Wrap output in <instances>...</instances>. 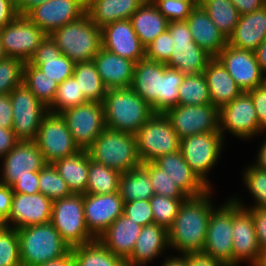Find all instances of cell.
Segmentation results:
<instances>
[{"label": "cell", "mask_w": 266, "mask_h": 266, "mask_svg": "<svg viewBox=\"0 0 266 266\" xmlns=\"http://www.w3.org/2000/svg\"><path fill=\"white\" fill-rule=\"evenodd\" d=\"M13 108L9 94L0 95V127L12 128Z\"/></svg>", "instance_id": "cell-59"}, {"label": "cell", "mask_w": 266, "mask_h": 266, "mask_svg": "<svg viewBox=\"0 0 266 266\" xmlns=\"http://www.w3.org/2000/svg\"><path fill=\"white\" fill-rule=\"evenodd\" d=\"M19 141L11 128L0 127V159L14 148Z\"/></svg>", "instance_id": "cell-60"}, {"label": "cell", "mask_w": 266, "mask_h": 266, "mask_svg": "<svg viewBox=\"0 0 266 266\" xmlns=\"http://www.w3.org/2000/svg\"><path fill=\"white\" fill-rule=\"evenodd\" d=\"M11 187L14 193H39L38 171H33L32 176L18 178Z\"/></svg>", "instance_id": "cell-56"}, {"label": "cell", "mask_w": 266, "mask_h": 266, "mask_svg": "<svg viewBox=\"0 0 266 266\" xmlns=\"http://www.w3.org/2000/svg\"><path fill=\"white\" fill-rule=\"evenodd\" d=\"M84 217L88 231L98 239L123 214L124 202L118 192L83 194Z\"/></svg>", "instance_id": "cell-20"}, {"label": "cell", "mask_w": 266, "mask_h": 266, "mask_svg": "<svg viewBox=\"0 0 266 266\" xmlns=\"http://www.w3.org/2000/svg\"><path fill=\"white\" fill-rule=\"evenodd\" d=\"M254 103L259 127L266 132V82L248 92Z\"/></svg>", "instance_id": "cell-54"}, {"label": "cell", "mask_w": 266, "mask_h": 266, "mask_svg": "<svg viewBox=\"0 0 266 266\" xmlns=\"http://www.w3.org/2000/svg\"><path fill=\"white\" fill-rule=\"evenodd\" d=\"M166 64L147 58L135 64L131 88L154 110L163 113V72Z\"/></svg>", "instance_id": "cell-24"}, {"label": "cell", "mask_w": 266, "mask_h": 266, "mask_svg": "<svg viewBox=\"0 0 266 266\" xmlns=\"http://www.w3.org/2000/svg\"><path fill=\"white\" fill-rule=\"evenodd\" d=\"M46 1L48 0H15L17 10L21 15H26L32 8Z\"/></svg>", "instance_id": "cell-63"}, {"label": "cell", "mask_w": 266, "mask_h": 266, "mask_svg": "<svg viewBox=\"0 0 266 266\" xmlns=\"http://www.w3.org/2000/svg\"><path fill=\"white\" fill-rule=\"evenodd\" d=\"M50 35L62 54L74 63L93 60L102 47L101 28L87 14Z\"/></svg>", "instance_id": "cell-5"}, {"label": "cell", "mask_w": 266, "mask_h": 266, "mask_svg": "<svg viewBox=\"0 0 266 266\" xmlns=\"http://www.w3.org/2000/svg\"><path fill=\"white\" fill-rule=\"evenodd\" d=\"M86 14V0H48L26 16L47 35Z\"/></svg>", "instance_id": "cell-19"}, {"label": "cell", "mask_w": 266, "mask_h": 266, "mask_svg": "<svg viewBox=\"0 0 266 266\" xmlns=\"http://www.w3.org/2000/svg\"><path fill=\"white\" fill-rule=\"evenodd\" d=\"M13 194L11 186L0 183V225H3L10 215Z\"/></svg>", "instance_id": "cell-57"}, {"label": "cell", "mask_w": 266, "mask_h": 266, "mask_svg": "<svg viewBox=\"0 0 266 266\" xmlns=\"http://www.w3.org/2000/svg\"><path fill=\"white\" fill-rule=\"evenodd\" d=\"M223 144L219 131L199 133L180 140V151L186 163L210 188L207 174L218 162Z\"/></svg>", "instance_id": "cell-10"}, {"label": "cell", "mask_w": 266, "mask_h": 266, "mask_svg": "<svg viewBox=\"0 0 266 266\" xmlns=\"http://www.w3.org/2000/svg\"><path fill=\"white\" fill-rule=\"evenodd\" d=\"M243 175L244 184L255 200L251 208H266V171L252 164L245 169Z\"/></svg>", "instance_id": "cell-49"}, {"label": "cell", "mask_w": 266, "mask_h": 266, "mask_svg": "<svg viewBox=\"0 0 266 266\" xmlns=\"http://www.w3.org/2000/svg\"><path fill=\"white\" fill-rule=\"evenodd\" d=\"M34 141L46 163L53 164L58 159L80 151L61 114L48 112L41 122Z\"/></svg>", "instance_id": "cell-13"}, {"label": "cell", "mask_w": 266, "mask_h": 266, "mask_svg": "<svg viewBox=\"0 0 266 266\" xmlns=\"http://www.w3.org/2000/svg\"><path fill=\"white\" fill-rule=\"evenodd\" d=\"M186 198H170L154 194L150 199L154 223L165 227L167 230L172 226L182 202Z\"/></svg>", "instance_id": "cell-45"}, {"label": "cell", "mask_w": 266, "mask_h": 266, "mask_svg": "<svg viewBox=\"0 0 266 266\" xmlns=\"http://www.w3.org/2000/svg\"><path fill=\"white\" fill-rule=\"evenodd\" d=\"M266 39V5L251 13L240 15L234 32L227 39L230 46L255 51Z\"/></svg>", "instance_id": "cell-31"}, {"label": "cell", "mask_w": 266, "mask_h": 266, "mask_svg": "<svg viewBox=\"0 0 266 266\" xmlns=\"http://www.w3.org/2000/svg\"><path fill=\"white\" fill-rule=\"evenodd\" d=\"M212 104L208 85L203 73L184 75L179 86L177 105H205Z\"/></svg>", "instance_id": "cell-42"}, {"label": "cell", "mask_w": 266, "mask_h": 266, "mask_svg": "<svg viewBox=\"0 0 266 266\" xmlns=\"http://www.w3.org/2000/svg\"><path fill=\"white\" fill-rule=\"evenodd\" d=\"M212 188L202 195L187 197L181 204L172 226L168 229L169 247L181 252L202 253L210 215L214 204Z\"/></svg>", "instance_id": "cell-1"}, {"label": "cell", "mask_w": 266, "mask_h": 266, "mask_svg": "<svg viewBox=\"0 0 266 266\" xmlns=\"http://www.w3.org/2000/svg\"><path fill=\"white\" fill-rule=\"evenodd\" d=\"M21 266H36L65 256L71 247L51 222L17 229Z\"/></svg>", "instance_id": "cell-3"}, {"label": "cell", "mask_w": 266, "mask_h": 266, "mask_svg": "<svg viewBox=\"0 0 266 266\" xmlns=\"http://www.w3.org/2000/svg\"><path fill=\"white\" fill-rule=\"evenodd\" d=\"M25 62L18 58L5 57L0 60V95L9 94L23 83Z\"/></svg>", "instance_id": "cell-47"}, {"label": "cell", "mask_w": 266, "mask_h": 266, "mask_svg": "<svg viewBox=\"0 0 266 266\" xmlns=\"http://www.w3.org/2000/svg\"><path fill=\"white\" fill-rule=\"evenodd\" d=\"M135 136L142 163L180 150V139L164 113H154Z\"/></svg>", "instance_id": "cell-6"}, {"label": "cell", "mask_w": 266, "mask_h": 266, "mask_svg": "<svg viewBox=\"0 0 266 266\" xmlns=\"http://www.w3.org/2000/svg\"><path fill=\"white\" fill-rule=\"evenodd\" d=\"M164 114L180 140L199 133L219 131V109L212 104L176 105Z\"/></svg>", "instance_id": "cell-17"}, {"label": "cell", "mask_w": 266, "mask_h": 266, "mask_svg": "<svg viewBox=\"0 0 266 266\" xmlns=\"http://www.w3.org/2000/svg\"><path fill=\"white\" fill-rule=\"evenodd\" d=\"M121 173L90 159L86 194H111L119 191Z\"/></svg>", "instance_id": "cell-40"}, {"label": "cell", "mask_w": 266, "mask_h": 266, "mask_svg": "<svg viewBox=\"0 0 266 266\" xmlns=\"http://www.w3.org/2000/svg\"><path fill=\"white\" fill-rule=\"evenodd\" d=\"M73 77L89 102H103L107 88L104 86L93 60L75 63Z\"/></svg>", "instance_id": "cell-39"}, {"label": "cell", "mask_w": 266, "mask_h": 266, "mask_svg": "<svg viewBox=\"0 0 266 266\" xmlns=\"http://www.w3.org/2000/svg\"><path fill=\"white\" fill-rule=\"evenodd\" d=\"M13 108L12 130L20 141H34L48 107L40 102L29 88L22 83L10 93Z\"/></svg>", "instance_id": "cell-9"}, {"label": "cell", "mask_w": 266, "mask_h": 266, "mask_svg": "<svg viewBox=\"0 0 266 266\" xmlns=\"http://www.w3.org/2000/svg\"><path fill=\"white\" fill-rule=\"evenodd\" d=\"M123 214L141 227L154 223L149 199L124 202Z\"/></svg>", "instance_id": "cell-53"}, {"label": "cell", "mask_w": 266, "mask_h": 266, "mask_svg": "<svg viewBox=\"0 0 266 266\" xmlns=\"http://www.w3.org/2000/svg\"><path fill=\"white\" fill-rule=\"evenodd\" d=\"M141 226L122 214L98 240L114 255L127 260L135 247L140 235Z\"/></svg>", "instance_id": "cell-30"}, {"label": "cell", "mask_w": 266, "mask_h": 266, "mask_svg": "<svg viewBox=\"0 0 266 266\" xmlns=\"http://www.w3.org/2000/svg\"><path fill=\"white\" fill-rule=\"evenodd\" d=\"M169 248L168 230L156 223L141 228L131 256L126 260L127 266H145L161 256Z\"/></svg>", "instance_id": "cell-29"}, {"label": "cell", "mask_w": 266, "mask_h": 266, "mask_svg": "<svg viewBox=\"0 0 266 266\" xmlns=\"http://www.w3.org/2000/svg\"><path fill=\"white\" fill-rule=\"evenodd\" d=\"M252 218L262 256L266 255V208H252Z\"/></svg>", "instance_id": "cell-55"}, {"label": "cell", "mask_w": 266, "mask_h": 266, "mask_svg": "<svg viewBox=\"0 0 266 266\" xmlns=\"http://www.w3.org/2000/svg\"><path fill=\"white\" fill-rule=\"evenodd\" d=\"M90 159L106 167L125 173L142 164L136 136L106 128L87 149Z\"/></svg>", "instance_id": "cell-4"}, {"label": "cell", "mask_w": 266, "mask_h": 266, "mask_svg": "<svg viewBox=\"0 0 266 266\" xmlns=\"http://www.w3.org/2000/svg\"><path fill=\"white\" fill-rule=\"evenodd\" d=\"M0 266H21L17 229L0 225Z\"/></svg>", "instance_id": "cell-46"}, {"label": "cell", "mask_w": 266, "mask_h": 266, "mask_svg": "<svg viewBox=\"0 0 266 266\" xmlns=\"http://www.w3.org/2000/svg\"><path fill=\"white\" fill-rule=\"evenodd\" d=\"M169 21H185L197 5L195 0H151Z\"/></svg>", "instance_id": "cell-50"}, {"label": "cell", "mask_w": 266, "mask_h": 266, "mask_svg": "<svg viewBox=\"0 0 266 266\" xmlns=\"http://www.w3.org/2000/svg\"><path fill=\"white\" fill-rule=\"evenodd\" d=\"M89 102L80 90L77 80L72 76L58 84L57 92L48 112L60 114L66 109Z\"/></svg>", "instance_id": "cell-43"}, {"label": "cell", "mask_w": 266, "mask_h": 266, "mask_svg": "<svg viewBox=\"0 0 266 266\" xmlns=\"http://www.w3.org/2000/svg\"><path fill=\"white\" fill-rule=\"evenodd\" d=\"M256 164H253L257 168L266 171V140L264 139L263 144L259 148L257 153Z\"/></svg>", "instance_id": "cell-66"}, {"label": "cell", "mask_w": 266, "mask_h": 266, "mask_svg": "<svg viewBox=\"0 0 266 266\" xmlns=\"http://www.w3.org/2000/svg\"><path fill=\"white\" fill-rule=\"evenodd\" d=\"M102 103L106 128L134 135L155 113L131 87L107 89Z\"/></svg>", "instance_id": "cell-2"}, {"label": "cell", "mask_w": 266, "mask_h": 266, "mask_svg": "<svg viewBox=\"0 0 266 266\" xmlns=\"http://www.w3.org/2000/svg\"><path fill=\"white\" fill-rule=\"evenodd\" d=\"M60 114L80 150H87L106 129L102 102H87Z\"/></svg>", "instance_id": "cell-11"}, {"label": "cell", "mask_w": 266, "mask_h": 266, "mask_svg": "<svg viewBox=\"0 0 266 266\" xmlns=\"http://www.w3.org/2000/svg\"><path fill=\"white\" fill-rule=\"evenodd\" d=\"M154 163L169 175L187 197L202 195L210 189L186 163L180 150L161 156Z\"/></svg>", "instance_id": "cell-26"}, {"label": "cell", "mask_w": 266, "mask_h": 266, "mask_svg": "<svg viewBox=\"0 0 266 266\" xmlns=\"http://www.w3.org/2000/svg\"><path fill=\"white\" fill-rule=\"evenodd\" d=\"M233 199V266L248 261L251 266H259L262 255L252 218V208H246L239 199Z\"/></svg>", "instance_id": "cell-16"}, {"label": "cell", "mask_w": 266, "mask_h": 266, "mask_svg": "<svg viewBox=\"0 0 266 266\" xmlns=\"http://www.w3.org/2000/svg\"><path fill=\"white\" fill-rule=\"evenodd\" d=\"M183 78L182 72L165 66L163 72V113L177 105L179 86Z\"/></svg>", "instance_id": "cell-51"}, {"label": "cell", "mask_w": 266, "mask_h": 266, "mask_svg": "<svg viewBox=\"0 0 266 266\" xmlns=\"http://www.w3.org/2000/svg\"><path fill=\"white\" fill-rule=\"evenodd\" d=\"M50 222L71 248L96 239L85 222L83 194H72L53 201Z\"/></svg>", "instance_id": "cell-7"}, {"label": "cell", "mask_w": 266, "mask_h": 266, "mask_svg": "<svg viewBox=\"0 0 266 266\" xmlns=\"http://www.w3.org/2000/svg\"><path fill=\"white\" fill-rule=\"evenodd\" d=\"M75 266H127L126 261L111 253L98 239L71 248Z\"/></svg>", "instance_id": "cell-37"}, {"label": "cell", "mask_w": 266, "mask_h": 266, "mask_svg": "<svg viewBox=\"0 0 266 266\" xmlns=\"http://www.w3.org/2000/svg\"><path fill=\"white\" fill-rule=\"evenodd\" d=\"M39 193L52 201L72 195L65 180L51 163L38 171Z\"/></svg>", "instance_id": "cell-44"}, {"label": "cell", "mask_w": 266, "mask_h": 266, "mask_svg": "<svg viewBox=\"0 0 266 266\" xmlns=\"http://www.w3.org/2000/svg\"><path fill=\"white\" fill-rule=\"evenodd\" d=\"M93 61L107 89L132 86L136 62L123 58L102 47L95 55Z\"/></svg>", "instance_id": "cell-27"}, {"label": "cell", "mask_w": 266, "mask_h": 266, "mask_svg": "<svg viewBox=\"0 0 266 266\" xmlns=\"http://www.w3.org/2000/svg\"><path fill=\"white\" fill-rule=\"evenodd\" d=\"M163 265L161 266H187V261H186V254L178 256H173V257H166L164 262L162 263Z\"/></svg>", "instance_id": "cell-67"}, {"label": "cell", "mask_w": 266, "mask_h": 266, "mask_svg": "<svg viewBox=\"0 0 266 266\" xmlns=\"http://www.w3.org/2000/svg\"><path fill=\"white\" fill-rule=\"evenodd\" d=\"M203 75L208 85L211 103L218 109L243 92L216 57L208 62Z\"/></svg>", "instance_id": "cell-32"}, {"label": "cell", "mask_w": 266, "mask_h": 266, "mask_svg": "<svg viewBox=\"0 0 266 266\" xmlns=\"http://www.w3.org/2000/svg\"><path fill=\"white\" fill-rule=\"evenodd\" d=\"M5 54H4V50H3V46H2V41H1V28H0V60L5 58Z\"/></svg>", "instance_id": "cell-68"}, {"label": "cell", "mask_w": 266, "mask_h": 266, "mask_svg": "<svg viewBox=\"0 0 266 266\" xmlns=\"http://www.w3.org/2000/svg\"><path fill=\"white\" fill-rule=\"evenodd\" d=\"M198 3L219 31L228 39L234 32L240 18L239 11L231 0H199Z\"/></svg>", "instance_id": "cell-38"}, {"label": "cell", "mask_w": 266, "mask_h": 266, "mask_svg": "<svg viewBox=\"0 0 266 266\" xmlns=\"http://www.w3.org/2000/svg\"><path fill=\"white\" fill-rule=\"evenodd\" d=\"M233 199L215 208L209 219L202 253L233 266Z\"/></svg>", "instance_id": "cell-12"}, {"label": "cell", "mask_w": 266, "mask_h": 266, "mask_svg": "<svg viewBox=\"0 0 266 266\" xmlns=\"http://www.w3.org/2000/svg\"><path fill=\"white\" fill-rule=\"evenodd\" d=\"M259 266H266V255H264L261 259V263Z\"/></svg>", "instance_id": "cell-69"}, {"label": "cell", "mask_w": 266, "mask_h": 266, "mask_svg": "<svg viewBox=\"0 0 266 266\" xmlns=\"http://www.w3.org/2000/svg\"><path fill=\"white\" fill-rule=\"evenodd\" d=\"M36 266H75V263L70 250L65 256L38 264Z\"/></svg>", "instance_id": "cell-64"}, {"label": "cell", "mask_w": 266, "mask_h": 266, "mask_svg": "<svg viewBox=\"0 0 266 266\" xmlns=\"http://www.w3.org/2000/svg\"><path fill=\"white\" fill-rule=\"evenodd\" d=\"M130 21L145 47L167 30L169 23L151 0H146L137 9L131 16Z\"/></svg>", "instance_id": "cell-34"}, {"label": "cell", "mask_w": 266, "mask_h": 266, "mask_svg": "<svg viewBox=\"0 0 266 266\" xmlns=\"http://www.w3.org/2000/svg\"><path fill=\"white\" fill-rule=\"evenodd\" d=\"M0 183L12 186L18 178L32 176L47 163L35 141H19L3 158Z\"/></svg>", "instance_id": "cell-21"}, {"label": "cell", "mask_w": 266, "mask_h": 266, "mask_svg": "<svg viewBox=\"0 0 266 266\" xmlns=\"http://www.w3.org/2000/svg\"><path fill=\"white\" fill-rule=\"evenodd\" d=\"M47 34L26 15L19 14L11 23L1 28V41L6 57L29 62Z\"/></svg>", "instance_id": "cell-15"}, {"label": "cell", "mask_w": 266, "mask_h": 266, "mask_svg": "<svg viewBox=\"0 0 266 266\" xmlns=\"http://www.w3.org/2000/svg\"><path fill=\"white\" fill-rule=\"evenodd\" d=\"M53 165L65 180L72 194H85L88 182V152L80 150L74 155L56 160Z\"/></svg>", "instance_id": "cell-35"}, {"label": "cell", "mask_w": 266, "mask_h": 266, "mask_svg": "<svg viewBox=\"0 0 266 266\" xmlns=\"http://www.w3.org/2000/svg\"><path fill=\"white\" fill-rule=\"evenodd\" d=\"M146 0H86V14L99 27L130 19Z\"/></svg>", "instance_id": "cell-33"}, {"label": "cell", "mask_w": 266, "mask_h": 266, "mask_svg": "<svg viewBox=\"0 0 266 266\" xmlns=\"http://www.w3.org/2000/svg\"><path fill=\"white\" fill-rule=\"evenodd\" d=\"M142 165L148 170L155 194L170 198H187L176 183L169 178V175L154 162H143Z\"/></svg>", "instance_id": "cell-48"}, {"label": "cell", "mask_w": 266, "mask_h": 266, "mask_svg": "<svg viewBox=\"0 0 266 266\" xmlns=\"http://www.w3.org/2000/svg\"><path fill=\"white\" fill-rule=\"evenodd\" d=\"M119 193L123 202L150 199L155 193L148 170L141 164L125 173H121Z\"/></svg>", "instance_id": "cell-36"}, {"label": "cell", "mask_w": 266, "mask_h": 266, "mask_svg": "<svg viewBox=\"0 0 266 266\" xmlns=\"http://www.w3.org/2000/svg\"><path fill=\"white\" fill-rule=\"evenodd\" d=\"M29 63L58 84L72 77L75 67V63L62 54L51 35L42 40Z\"/></svg>", "instance_id": "cell-25"}, {"label": "cell", "mask_w": 266, "mask_h": 266, "mask_svg": "<svg viewBox=\"0 0 266 266\" xmlns=\"http://www.w3.org/2000/svg\"><path fill=\"white\" fill-rule=\"evenodd\" d=\"M173 47V38L167 29L145 47V58L166 64L171 57Z\"/></svg>", "instance_id": "cell-52"}, {"label": "cell", "mask_w": 266, "mask_h": 266, "mask_svg": "<svg viewBox=\"0 0 266 266\" xmlns=\"http://www.w3.org/2000/svg\"><path fill=\"white\" fill-rule=\"evenodd\" d=\"M102 48L138 62L145 58V46L133 29L130 19H122L101 29Z\"/></svg>", "instance_id": "cell-23"}, {"label": "cell", "mask_w": 266, "mask_h": 266, "mask_svg": "<svg viewBox=\"0 0 266 266\" xmlns=\"http://www.w3.org/2000/svg\"><path fill=\"white\" fill-rule=\"evenodd\" d=\"M193 41L212 57L227 45V38L219 31L199 3L186 19Z\"/></svg>", "instance_id": "cell-28"}, {"label": "cell", "mask_w": 266, "mask_h": 266, "mask_svg": "<svg viewBox=\"0 0 266 266\" xmlns=\"http://www.w3.org/2000/svg\"><path fill=\"white\" fill-rule=\"evenodd\" d=\"M262 73L266 77V39L254 51Z\"/></svg>", "instance_id": "cell-65"}, {"label": "cell", "mask_w": 266, "mask_h": 266, "mask_svg": "<svg viewBox=\"0 0 266 266\" xmlns=\"http://www.w3.org/2000/svg\"><path fill=\"white\" fill-rule=\"evenodd\" d=\"M224 131L246 140L264 133L259 127L254 103L248 92H242L219 109V132L223 139Z\"/></svg>", "instance_id": "cell-14"}, {"label": "cell", "mask_w": 266, "mask_h": 266, "mask_svg": "<svg viewBox=\"0 0 266 266\" xmlns=\"http://www.w3.org/2000/svg\"><path fill=\"white\" fill-rule=\"evenodd\" d=\"M52 203L51 199L41 193H14L10 215L3 225L19 229L30 225L49 223L51 220Z\"/></svg>", "instance_id": "cell-22"}, {"label": "cell", "mask_w": 266, "mask_h": 266, "mask_svg": "<svg viewBox=\"0 0 266 266\" xmlns=\"http://www.w3.org/2000/svg\"><path fill=\"white\" fill-rule=\"evenodd\" d=\"M216 58L243 92H249L266 82L254 51L239 49L227 43Z\"/></svg>", "instance_id": "cell-18"}, {"label": "cell", "mask_w": 266, "mask_h": 266, "mask_svg": "<svg viewBox=\"0 0 266 266\" xmlns=\"http://www.w3.org/2000/svg\"><path fill=\"white\" fill-rule=\"evenodd\" d=\"M240 15L251 13L266 5V0H231Z\"/></svg>", "instance_id": "cell-62"}, {"label": "cell", "mask_w": 266, "mask_h": 266, "mask_svg": "<svg viewBox=\"0 0 266 266\" xmlns=\"http://www.w3.org/2000/svg\"><path fill=\"white\" fill-rule=\"evenodd\" d=\"M187 266H227L223 262L216 260L203 253L186 254Z\"/></svg>", "instance_id": "cell-61"}, {"label": "cell", "mask_w": 266, "mask_h": 266, "mask_svg": "<svg viewBox=\"0 0 266 266\" xmlns=\"http://www.w3.org/2000/svg\"><path fill=\"white\" fill-rule=\"evenodd\" d=\"M18 15L15 0H0V28L11 23Z\"/></svg>", "instance_id": "cell-58"}, {"label": "cell", "mask_w": 266, "mask_h": 266, "mask_svg": "<svg viewBox=\"0 0 266 266\" xmlns=\"http://www.w3.org/2000/svg\"><path fill=\"white\" fill-rule=\"evenodd\" d=\"M167 29L173 38L174 47L166 66L184 75L203 73L213 57L193 41L186 20L169 22Z\"/></svg>", "instance_id": "cell-8"}, {"label": "cell", "mask_w": 266, "mask_h": 266, "mask_svg": "<svg viewBox=\"0 0 266 266\" xmlns=\"http://www.w3.org/2000/svg\"><path fill=\"white\" fill-rule=\"evenodd\" d=\"M23 83L42 102L49 107L56 95L58 83L45 75L40 69L25 62L23 70Z\"/></svg>", "instance_id": "cell-41"}]
</instances>
